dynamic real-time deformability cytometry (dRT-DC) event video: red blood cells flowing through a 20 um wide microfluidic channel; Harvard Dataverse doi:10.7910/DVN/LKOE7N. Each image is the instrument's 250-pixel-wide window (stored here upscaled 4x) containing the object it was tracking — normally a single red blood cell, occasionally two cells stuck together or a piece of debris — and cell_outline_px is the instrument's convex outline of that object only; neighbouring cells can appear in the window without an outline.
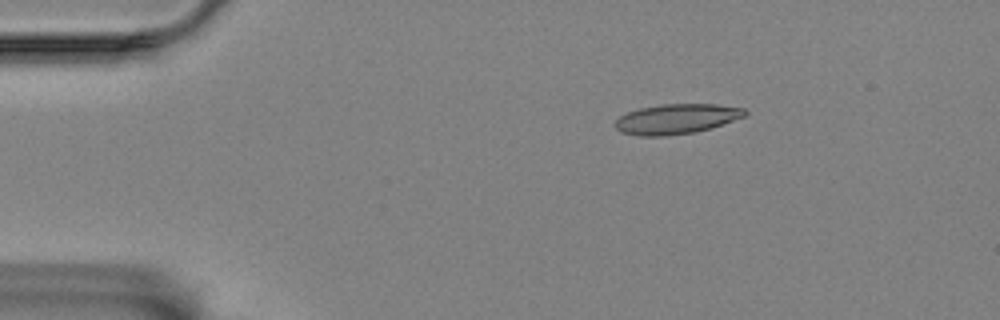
{"species": "Egyptian fruit bat (a non-hibernating species)", "species_latin": "Rousettus aegyptiacus", "temperature_condition": "room temperature", "stored_images_in_passage": 48, "camera_frame_rate_fps": 3000, "um_per_image_px": 0.085, "animal": {"sex": "female"}, "frame": {"image": 1, "passage_image": 1, "time_ms": 0.0, "image_size_px": [1000, 320], "cell_outline_px": [[748, 112], [744, 116], [712, 128], [696, 132], [668, 136], [640, 136], [620, 132], [612, 124], [620, 116], [628, 112], [640, 108], [660, 104], [716, 104], [744, 108]], "centroid_in_image_um": [57.48, 10.12], "position_along_channel_um": 27.5, "area_um2": 22.83}}
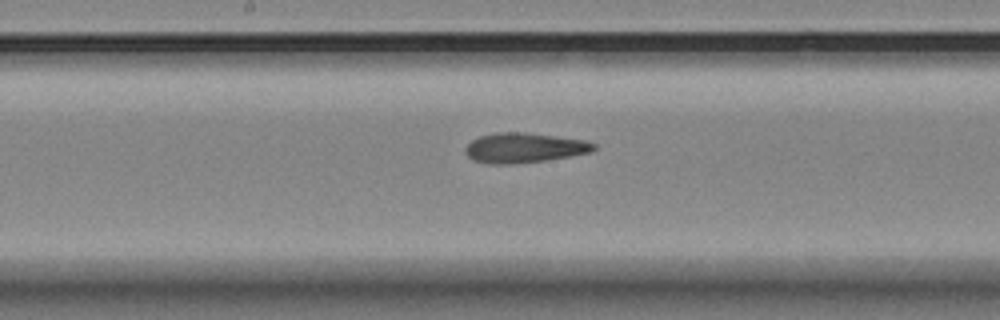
{"frame": {"image": 2, "passage_image": 21, "time_ms": 6.667, "image_size_px": [1000, 320], "cell_outline_px": [[596, 148], [592, 152], [544, 160], [512, 164], [488, 164], [472, 160], [464, 152], [464, 148], [472, 140], [480, 136], [496, 132], [524, 132], [556, 136], [584, 140], [596, 144]], "centroid_in_image_um": [44.52, 12.56], "position_along_channel_um": 203.7, "area_um2": 22.37}}
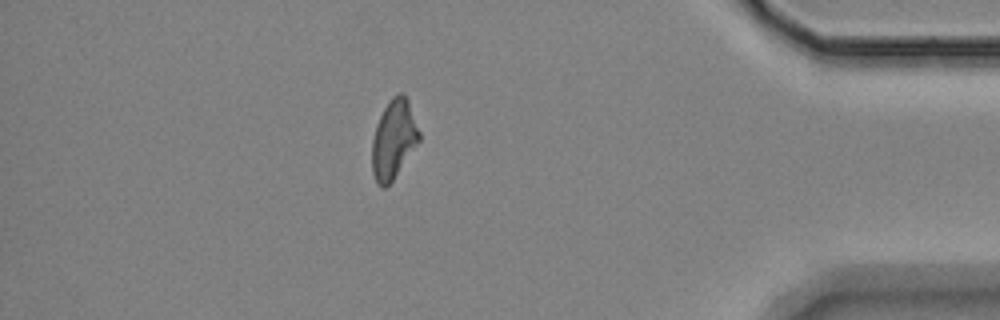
{"frame": {"image": 3, "passage_image": 41, "time_ms": 13.333, "image_size_px": [1000, 320], "cell_outline_px": [[420, 140], [392, 180], [384, 188], [380, 188], [376, 184], [372, 172], [372, 140], [376, 124], [384, 108], [392, 96], [400, 92], [404, 92], [408, 100], [420, 132]], "centroid_in_image_um": [33.45, 11.83], "position_along_channel_um": 401.8, "area_um2": 21.62}}